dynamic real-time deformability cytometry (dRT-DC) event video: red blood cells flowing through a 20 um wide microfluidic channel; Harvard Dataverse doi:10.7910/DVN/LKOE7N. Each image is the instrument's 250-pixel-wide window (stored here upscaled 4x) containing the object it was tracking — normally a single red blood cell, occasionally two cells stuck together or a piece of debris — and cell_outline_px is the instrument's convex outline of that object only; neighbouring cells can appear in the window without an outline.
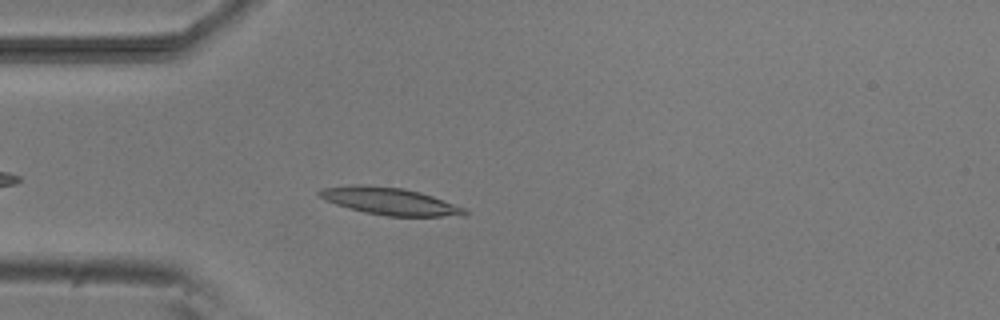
{"species": "common noctule bat (a hibernating species)", "species_latin": "Nyctalus noctula", "temperature_condition": "room temperature", "stored_images_in_passage": 4, "camera_frame_rate_fps": 3000, "um_per_image_px": 0.085, "animal": {"sex": "male", "body_mass_g": 20.5, "forearm_length_mm": 52.5}, "frame": {"image": 1, "passage_image": 4, "time_ms": 4.333, "image_size_px": [1000, 320], "cell_outline_px": [[468, 212], [464, 216], [388, 216], [364, 212], [336, 204], [324, 200], [316, 192], [324, 188], [352, 184], [364, 184], [404, 188], [420, 192], [432, 196], [464, 208]], "centroid_in_image_um": [33.11, 17.09], "position_along_channel_um": 51.9, "area_um2": 22.95}}